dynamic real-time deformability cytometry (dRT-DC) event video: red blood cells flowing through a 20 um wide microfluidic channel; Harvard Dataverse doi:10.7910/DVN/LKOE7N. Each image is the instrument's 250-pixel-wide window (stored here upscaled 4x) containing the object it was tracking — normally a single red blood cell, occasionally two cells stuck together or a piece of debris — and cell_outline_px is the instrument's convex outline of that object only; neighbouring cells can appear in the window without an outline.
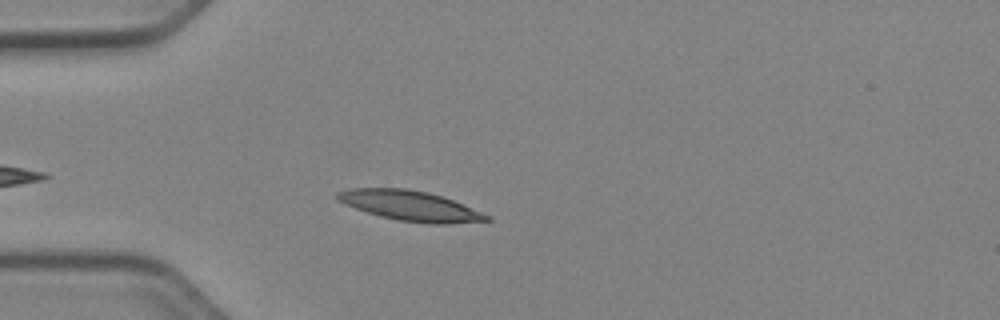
{"species": "Egyptian fruit bat (a non-hibernating species)", "species_latin": "Rousettus aegyptiacus", "temperature_condition": "cold", "stored_images_in_passage": 39, "camera_frame_rate_fps": 3000, "um_per_image_px": 0.085, "animal": {"sex": "female"}, "frame": {"image": 1, "passage_image": 5, "time_ms": 1.333, "image_size_px": [1000, 320], "cell_outline_px": [[492, 220], [448, 224], [432, 224], [400, 220], [380, 216], [344, 204], [336, 200], [336, 192], [348, 188], [408, 188], [428, 192], [444, 196], [492, 216]], "centroid_in_image_um": [34.89, 17.48], "position_along_channel_um": 50.1, "area_um2": 26.3}}
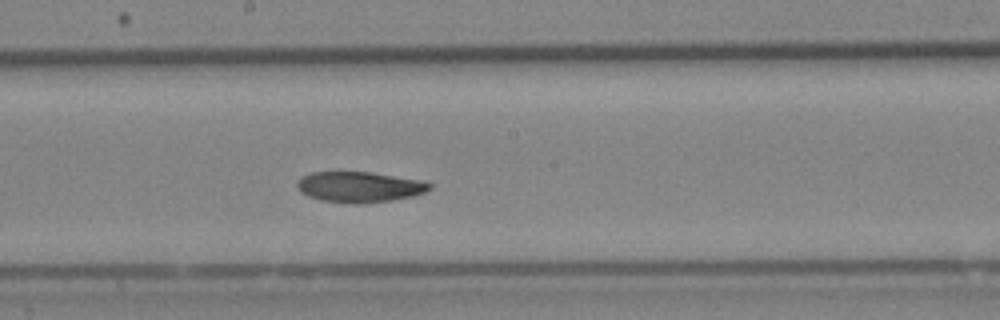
{"frame": {"image": 2, "passage_image": 19, "time_ms": 6.0, "image_size_px": [1000, 320], "cell_outline_px": [[432, 188], [424, 192], [412, 196], [392, 200], [356, 204], [352, 204], [320, 200], [308, 196], [300, 192], [296, 184], [296, 180], [300, 176], [312, 172], [372, 172], [428, 180], [432, 184]], "centroid_in_image_um": [30.57, 15.88], "position_along_channel_um": 217.6, "area_um2": 24.1}}
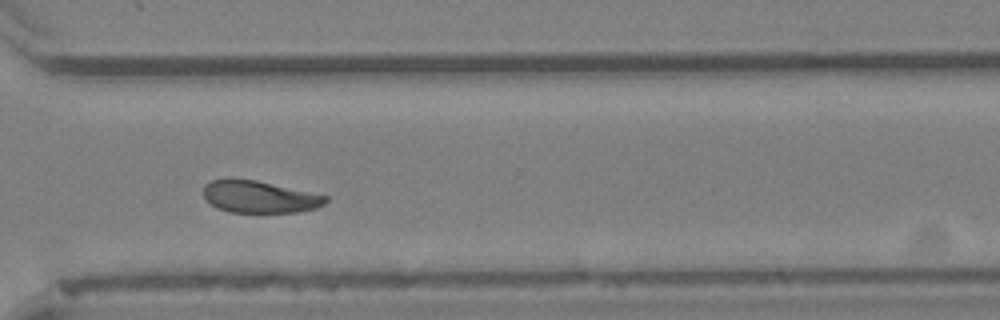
{"frame": {"image": 3, "passage_image": 29, "time_ms": 9.333, "image_size_px": [1000, 320], "cell_outline_px": [[328, 200], [324, 204], [316, 208], [296, 212], [228, 212], [216, 208], [204, 196], [204, 184], [212, 180], [256, 180], [328, 196]], "centroid_in_image_um": [22.07, 16.75], "position_along_channel_um": 348.5, "area_um2": 22.43}, "authors_computed_cell_mechanics": {"area_um2": 24.276, "velocity_mm_per_s": 3.9029, "shape_relaxation_time_tau1_ms": 4.252, "shape_relaxation_time_tau2_ms": null, "deformation_change_tau1": 0.1321, "deformation_change_tau2": null}}